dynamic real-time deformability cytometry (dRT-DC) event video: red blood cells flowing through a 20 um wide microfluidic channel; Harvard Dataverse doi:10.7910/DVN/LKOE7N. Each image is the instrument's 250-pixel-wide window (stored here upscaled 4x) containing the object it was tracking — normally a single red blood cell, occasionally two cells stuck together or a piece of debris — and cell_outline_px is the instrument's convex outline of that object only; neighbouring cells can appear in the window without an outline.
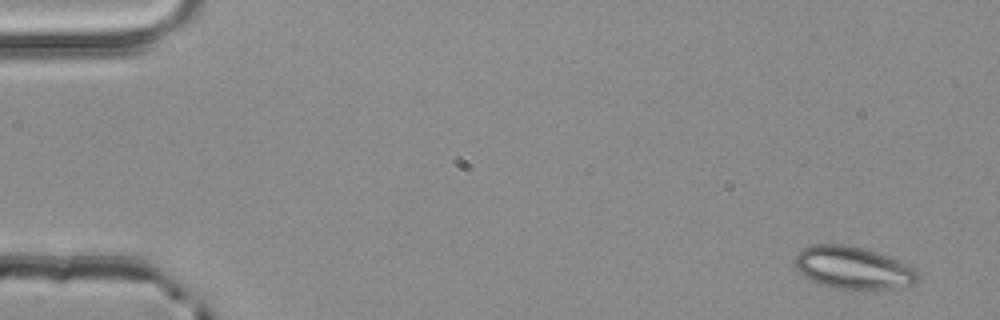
{"species": "common noctule bat (a hibernating species)", "species_latin": "Nyctalus noctula", "temperature_condition": "room temperature", "stored_images_in_passage": 3, "camera_frame_rate_fps": 3000, "um_per_image_px": 0.085, "animal": {"sex": "male", "body_mass_g": 20.4}, "frame": {"image": 1, "passage_image": 1, "time_ms": 0.0, "image_size_px": [1000, 320], "cell_outline_px": [[920, 280], [912, 284], [892, 288], [836, 288], [820, 284], [812, 280], [800, 272], [796, 268], [796, 256], [804, 248], [812, 244], [844, 244], [864, 248], [900, 260], [916, 268], [920, 272]], "centroid_in_image_um": [72.57, 22.74], "position_along_channel_um": 12.4, "area_um2": 30.11}}